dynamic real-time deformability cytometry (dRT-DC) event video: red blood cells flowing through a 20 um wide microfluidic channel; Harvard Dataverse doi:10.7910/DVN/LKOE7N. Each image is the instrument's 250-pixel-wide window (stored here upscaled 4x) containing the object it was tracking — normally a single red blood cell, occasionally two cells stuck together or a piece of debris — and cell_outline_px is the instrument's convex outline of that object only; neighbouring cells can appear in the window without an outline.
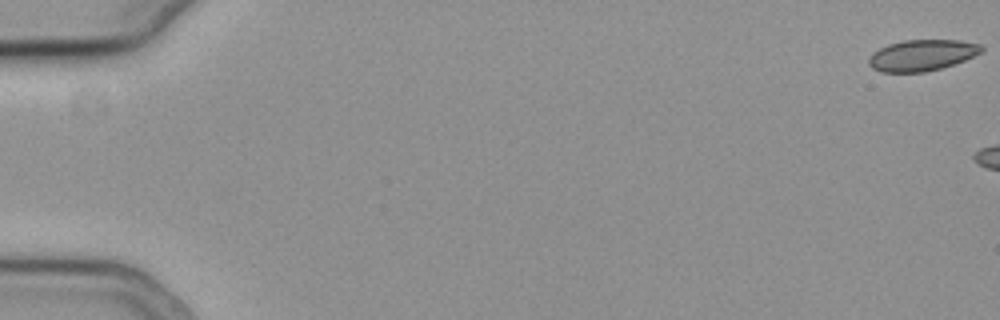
{"species": "common noctule bat (a hibernating species)", "species_latin": "Nyctalus noctula", "temperature_condition": "cold", "stored_images_in_passage": 7, "camera_frame_rate_fps": 3000, "um_per_image_px": 0.085, "animal": {"sex": "female", "body_mass_g": 19.3, "forearm_length_mm": 54.1}, "frame": {"image": 1, "passage_image": 1, "time_ms": 0.0, "image_size_px": [1000, 320], "cell_outline_px": [[984, 48], [980, 52], [964, 60], [940, 68], [924, 72], [880, 72], [872, 68], [868, 64], [868, 56], [872, 52], [888, 44], [904, 40], [960, 40], [980, 44]], "centroid_in_image_um": [78.31, 4.69], "position_along_channel_um": 6.7, "area_um2": 20.4}}